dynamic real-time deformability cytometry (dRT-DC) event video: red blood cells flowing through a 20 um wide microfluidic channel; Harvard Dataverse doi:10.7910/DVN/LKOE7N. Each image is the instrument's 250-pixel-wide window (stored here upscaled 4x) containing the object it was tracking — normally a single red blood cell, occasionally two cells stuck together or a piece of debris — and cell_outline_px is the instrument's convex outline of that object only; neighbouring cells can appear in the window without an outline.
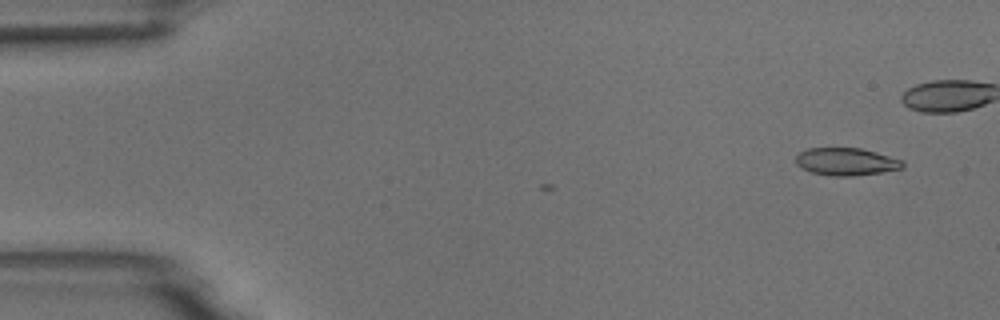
{"species": "common noctule bat (a hibernating species)", "species_latin": "Nyctalus noctula", "temperature_condition": "room temperature", "stored_images_in_passage": 3, "camera_frame_rate_fps": 3000, "um_per_image_px": 0.085, "animal": {"sex": "male", "body_mass_g": 18.8}, "frame": {"image": 1, "passage_image": 1, "time_ms": 0.0, "image_size_px": [1000, 320], "cell_outline_px": [[904, 168], [880, 172], [852, 176], [832, 176], [812, 172], [800, 168], [796, 164], [796, 156], [800, 152], [808, 148], [860, 148], [876, 152], [904, 160]], "centroid_in_image_um": [71.93, 13.74], "position_along_channel_um": 13.1, "area_um2": 17.17}}